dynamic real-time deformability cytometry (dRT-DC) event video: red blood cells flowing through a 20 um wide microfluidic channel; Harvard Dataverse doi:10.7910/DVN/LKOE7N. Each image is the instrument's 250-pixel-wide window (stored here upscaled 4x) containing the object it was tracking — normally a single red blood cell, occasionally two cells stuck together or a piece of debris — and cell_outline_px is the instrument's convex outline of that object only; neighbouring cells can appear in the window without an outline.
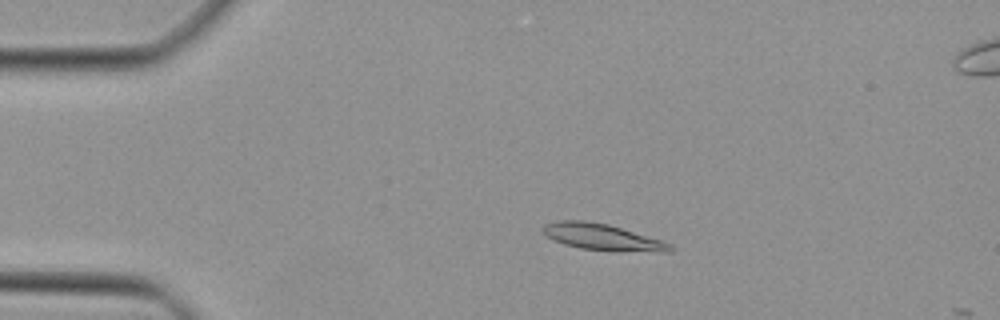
{"species": "Egyptian fruit bat (a non-hibernating species)", "species_latin": "Rousettus aegyptiacus", "temperature_condition": "cold", "stored_images_in_passage": 13, "camera_frame_rate_fps": 3000, "um_per_image_px": 0.085, "animal": {"sex": "female"}, "frame": {"image": 1, "passage_image": 10, "time_ms": 3.0, "image_size_px": [1000, 320], "cell_outline_px": [[672, 248], [668, 252], [612, 252], [580, 248], [564, 244], [548, 236], [540, 228], [544, 224], [556, 220], [584, 220], [608, 224], [660, 240], [672, 244]], "centroid_in_image_um": [51.19, 20.16], "position_along_channel_um": 33.8, "area_um2": 19.65}}